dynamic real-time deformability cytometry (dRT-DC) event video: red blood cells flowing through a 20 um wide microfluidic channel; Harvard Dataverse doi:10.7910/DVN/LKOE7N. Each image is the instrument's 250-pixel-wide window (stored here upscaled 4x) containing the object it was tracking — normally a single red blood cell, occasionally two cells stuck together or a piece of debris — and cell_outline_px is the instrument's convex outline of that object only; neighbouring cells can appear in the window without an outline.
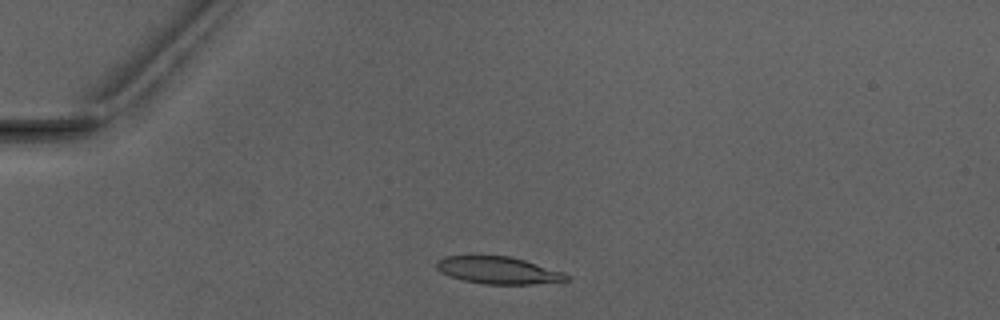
{"species": "Egyptian fruit bat (a non-hibernating species)", "species_latin": "Rousettus aegyptiacus", "temperature_condition": "warm", "stored_images_in_passage": 5, "camera_frame_rate_fps": 3000, "um_per_image_px": 0.085, "animal": {"sex": "male"}, "frame": {"image": 1, "passage_image": 1, "time_ms": 0.0, "image_size_px": [1000, 320], "cell_outline_px": [[568, 280], [532, 284], [484, 284], [464, 280], [440, 272], [436, 268], [436, 260], [444, 256], [508, 256], [524, 260], [564, 272], [568, 276]], "centroid_in_image_um": [42.32, 22.97], "position_along_channel_um": 42.7, "area_um2": 20.35}}
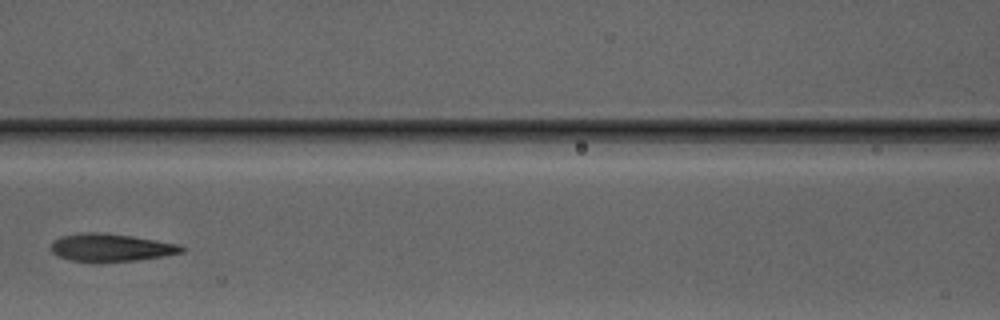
{"frame": {"image": 2, "passage_image": 4, "time_ms": 3.667, "image_size_px": [1000, 320], "cell_outline_px": [[184, 252], [164, 256], [136, 260], [72, 260], [56, 256], [52, 252], [52, 244], [60, 236], [80, 232], [100, 232], [132, 236], [180, 244], [184, 248]], "centroid_in_image_um": [9.45, 21.01], "position_along_channel_um": 157.1, "area_um2": 20.63}}
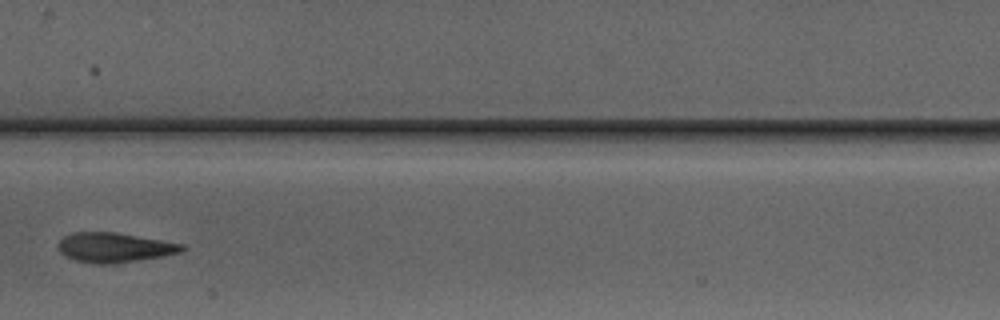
{"frame": {"image": 3, "passage_image": 5, "time_ms": 4.667, "image_size_px": [1000, 320], "cell_outline_px": [[188, 248], [184, 252], [164, 256], [116, 264], [92, 264], [72, 260], [64, 256], [60, 252], [60, 240], [64, 236], [72, 232], [116, 232], [184, 244]], "centroid_in_image_um": [9.76, 21.05], "position_along_channel_um": 197.6, "area_um2": 21.79}}